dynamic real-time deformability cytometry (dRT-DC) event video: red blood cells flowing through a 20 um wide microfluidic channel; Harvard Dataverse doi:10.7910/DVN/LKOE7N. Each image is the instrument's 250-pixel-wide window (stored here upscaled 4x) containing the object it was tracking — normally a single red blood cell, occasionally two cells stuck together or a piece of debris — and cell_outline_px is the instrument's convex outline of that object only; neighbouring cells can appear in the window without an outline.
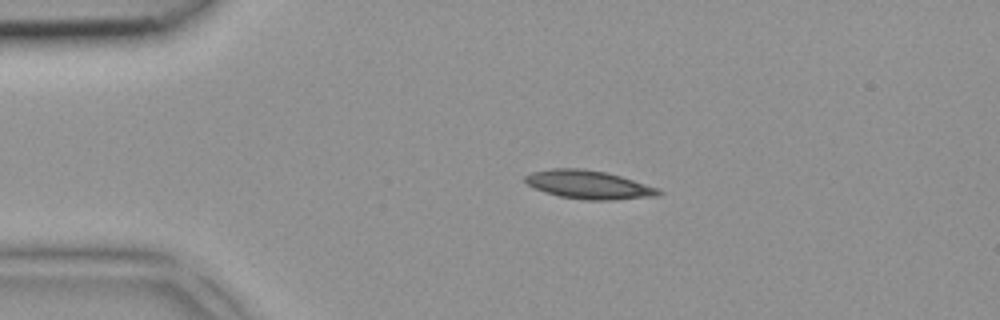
{"species": "common noctule bat (a hibernating species)", "species_latin": "Nyctalus noctula", "temperature_condition": "room temperature", "stored_images_in_passage": 4, "camera_frame_rate_fps": 3000, "um_per_image_px": 0.085, "animal": {"sex": "female", "body_mass_g": 18.4}, "frame": {"image": 1, "passage_image": 3, "time_ms": 0.667, "image_size_px": [1000, 320], "cell_outline_px": [[664, 192], [656, 196], [612, 200], [588, 200], [560, 196], [544, 192], [528, 184], [524, 180], [524, 176], [532, 172], [552, 168], [584, 168], [608, 172], [660, 188]], "centroid_in_image_um": [50.07, 15.69], "position_along_channel_um": 34.9, "area_um2": 22.25}}